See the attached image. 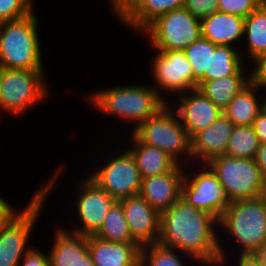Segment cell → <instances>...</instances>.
Listing matches in <instances>:
<instances>
[{"label":"cell","instance_id":"33","mask_svg":"<svg viewBox=\"0 0 266 266\" xmlns=\"http://www.w3.org/2000/svg\"><path fill=\"white\" fill-rule=\"evenodd\" d=\"M249 66L250 81L262 91L266 92V52L253 59L249 63Z\"/></svg>","mask_w":266,"mask_h":266},{"label":"cell","instance_id":"38","mask_svg":"<svg viewBox=\"0 0 266 266\" xmlns=\"http://www.w3.org/2000/svg\"><path fill=\"white\" fill-rule=\"evenodd\" d=\"M247 256L256 264L260 266H266V242L257 248L252 249Z\"/></svg>","mask_w":266,"mask_h":266},{"label":"cell","instance_id":"31","mask_svg":"<svg viewBox=\"0 0 266 266\" xmlns=\"http://www.w3.org/2000/svg\"><path fill=\"white\" fill-rule=\"evenodd\" d=\"M35 0H0V23L22 19L35 10Z\"/></svg>","mask_w":266,"mask_h":266},{"label":"cell","instance_id":"42","mask_svg":"<svg viewBox=\"0 0 266 266\" xmlns=\"http://www.w3.org/2000/svg\"><path fill=\"white\" fill-rule=\"evenodd\" d=\"M260 6L266 10V0H260Z\"/></svg>","mask_w":266,"mask_h":266},{"label":"cell","instance_id":"1","mask_svg":"<svg viewBox=\"0 0 266 266\" xmlns=\"http://www.w3.org/2000/svg\"><path fill=\"white\" fill-rule=\"evenodd\" d=\"M218 220L180 198L160 214L158 243L194 258L200 266H218Z\"/></svg>","mask_w":266,"mask_h":266},{"label":"cell","instance_id":"41","mask_svg":"<svg viewBox=\"0 0 266 266\" xmlns=\"http://www.w3.org/2000/svg\"><path fill=\"white\" fill-rule=\"evenodd\" d=\"M262 111L266 114V92H264V98L262 102Z\"/></svg>","mask_w":266,"mask_h":266},{"label":"cell","instance_id":"15","mask_svg":"<svg viewBox=\"0 0 266 266\" xmlns=\"http://www.w3.org/2000/svg\"><path fill=\"white\" fill-rule=\"evenodd\" d=\"M170 100L169 105L176 111L190 138L211 126L222 115V110L198 89L190 90Z\"/></svg>","mask_w":266,"mask_h":266},{"label":"cell","instance_id":"11","mask_svg":"<svg viewBox=\"0 0 266 266\" xmlns=\"http://www.w3.org/2000/svg\"><path fill=\"white\" fill-rule=\"evenodd\" d=\"M104 161L97 165L98 168L94 166V170L87 173L92 181L116 201L140 193L142 178L133 156L127 149H118L116 155L114 151L110 158L106 157Z\"/></svg>","mask_w":266,"mask_h":266},{"label":"cell","instance_id":"28","mask_svg":"<svg viewBox=\"0 0 266 266\" xmlns=\"http://www.w3.org/2000/svg\"><path fill=\"white\" fill-rule=\"evenodd\" d=\"M94 236L116 243H135L129 231L122 206L117 201L103 220V225Z\"/></svg>","mask_w":266,"mask_h":266},{"label":"cell","instance_id":"7","mask_svg":"<svg viewBox=\"0 0 266 266\" xmlns=\"http://www.w3.org/2000/svg\"><path fill=\"white\" fill-rule=\"evenodd\" d=\"M132 133L142 143L167 153L179 165L187 166L192 163L191 138L169 103Z\"/></svg>","mask_w":266,"mask_h":266},{"label":"cell","instance_id":"34","mask_svg":"<svg viewBox=\"0 0 266 266\" xmlns=\"http://www.w3.org/2000/svg\"><path fill=\"white\" fill-rule=\"evenodd\" d=\"M185 9L198 19L219 11L218 0H187Z\"/></svg>","mask_w":266,"mask_h":266},{"label":"cell","instance_id":"16","mask_svg":"<svg viewBox=\"0 0 266 266\" xmlns=\"http://www.w3.org/2000/svg\"><path fill=\"white\" fill-rule=\"evenodd\" d=\"M118 202L122 206L133 241L140 247L158 243L160 214L140 194Z\"/></svg>","mask_w":266,"mask_h":266},{"label":"cell","instance_id":"2","mask_svg":"<svg viewBox=\"0 0 266 266\" xmlns=\"http://www.w3.org/2000/svg\"><path fill=\"white\" fill-rule=\"evenodd\" d=\"M218 228H220L218 266H228V263H231L229 260L231 254L247 255L252 249L266 242V195L255 199L232 201L218 221ZM230 250L231 252L236 250L235 254Z\"/></svg>","mask_w":266,"mask_h":266},{"label":"cell","instance_id":"9","mask_svg":"<svg viewBox=\"0 0 266 266\" xmlns=\"http://www.w3.org/2000/svg\"><path fill=\"white\" fill-rule=\"evenodd\" d=\"M139 35L148 39L150 49L183 51L201 37V23L185 8H180L159 16Z\"/></svg>","mask_w":266,"mask_h":266},{"label":"cell","instance_id":"14","mask_svg":"<svg viewBox=\"0 0 266 266\" xmlns=\"http://www.w3.org/2000/svg\"><path fill=\"white\" fill-rule=\"evenodd\" d=\"M109 10L123 28L139 34L156 18L185 8L187 0H109Z\"/></svg>","mask_w":266,"mask_h":266},{"label":"cell","instance_id":"40","mask_svg":"<svg viewBox=\"0 0 266 266\" xmlns=\"http://www.w3.org/2000/svg\"><path fill=\"white\" fill-rule=\"evenodd\" d=\"M231 256H232V258L230 257V259L233 262V265L231 264V266H260V265L256 264L247 255H231ZM233 259H234V261H233ZM234 264H237V265H234Z\"/></svg>","mask_w":266,"mask_h":266},{"label":"cell","instance_id":"5","mask_svg":"<svg viewBox=\"0 0 266 266\" xmlns=\"http://www.w3.org/2000/svg\"><path fill=\"white\" fill-rule=\"evenodd\" d=\"M37 9L18 20L0 23V67L18 70H45L43 43ZM43 54V55H42ZM43 56V57H42Z\"/></svg>","mask_w":266,"mask_h":266},{"label":"cell","instance_id":"32","mask_svg":"<svg viewBox=\"0 0 266 266\" xmlns=\"http://www.w3.org/2000/svg\"><path fill=\"white\" fill-rule=\"evenodd\" d=\"M219 11L247 18L260 6V0H218Z\"/></svg>","mask_w":266,"mask_h":266},{"label":"cell","instance_id":"13","mask_svg":"<svg viewBox=\"0 0 266 266\" xmlns=\"http://www.w3.org/2000/svg\"><path fill=\"white\" fill-rule=\"evenodd\" d=\"M151 59V80L160 96L169 103L170 98L193 90V70L184 51H157L153 50ZM154 84V85H153ZM174 95V96H172Z\"/></svg>","mask_w":266,"mask_h":266},{"label":"cell","instance_id":"23","mask_svg":"<svg viewBox=\"0 0 266 266\" xmlns=\"http://www.w3.org/2000/svg\"><path fill=\"white\" fill-rule=\"evenodd\" d=\"M237 47L215 45L210 41L209 72L197 83L216 80L231 75H250L249 64L244 61Z\"/></svg>","mask_w":266,"mask_h":266},{"label":"cell","instance_id":"37","mask_svg":"<svg viewBox=\"0 0 266 266\" xmlns=\"http://www.w3.org/2000/svg\"><path fill=\"white\" fill-rule=\"evenodd\" d=\"M260 144L266 143V114L261 111L253 124Z\"/></svg>","mask_w":266,"mask_h":266},{"label":"cell","instance_id":"6","mask_svg":"<svg viewBox=\"0 0 266 266\" xmlns=\"http://www.w3.org/2000/svg\"><path fill=\"white\" fill-rule=\"evenodd\" d=\"M46 73L47 70L0 69V124L4 113L22 119L50 99L52 90L48 89Z\"/></svg>","mask_w":266,"mask_h":266},{"label":"cell","instance_id":"4","mask_svg":"<svg viewBox=\"0 0 266 266\" xmlns=\"http://www.w3.org/2000/svg\"><path fill=\"white\" fill-rule=\"evenodd\" d=\"M60 163L52 171L53 174L50 173L46 176V180L43 179V182H40V187L34 190L33 196L29 198L26 206H23L24 209L22 208V211L0 233V266H18L24 255L33 247L31 236L35 231V225L40 222L38 219L43 215L41 212L45 208L48 197L53 193L51 191L57 188L60 177L62 178L67 171L66 162Z\"/></svg>","mask_w":266,"mask_h":266},{"label":"cell","instance_id":"36","mask_svg":"<svg viewBox=\"0 0 266 266\" xmlns=\"http://www.w3.org/2000/svg\"><path fill=\"white\" fill-rule=\"evenodd\" d=\"M2 196L0 195V233L22 211Z\"/></svg>","mask_w":266,"mask_h":266},{"label":"cell","instance_id":"12","mask_svg":"<svg viewBox=\"0 0 266 266\" xmlns=\"http://www.w3.org/2000/svg\"><path fill=\"white\" fill-rule=\"evenodd\" d=\"M75 187L76 193H73L71 198L75 199L72 203L76 207L73 209L77 214L74 217L78 219V223L75 221L73 224L68 223L71 226L67 227V230L79 235H94L103 225L107 213L117 201L87 175L81 179L79 177L74 189Z\"/></svg>","mask_w":266,"mask_h":266},{"label":"cell","instance_id":"26","mask_svg":"<svg viewBox=\"0 0 266 266\" xmlns=\"http://www.w3.org/2000/svg\"><path fill=\"white\" fill-rule=\"evenodd\" d=\"M250 82V75H231L216 80L204 81L197 89L222 111L242 88Z\"/></svg>","mask_w":266,"mask_h":266},{"label":"cell","instance_id":"25","mask_svg":"<svg viewBox=\"0 0 266 266\" xmlns=\"http://www.w3.org/2000/svg\"><path fill=\"white\" fill-rule=\"evenodd\" d=\"M244 39L240 53L246 63L266 52V10L261 6L245 18Z\"/></svg>","mask_w":266,"mask_h":266},{"label":"cell","instance_id":"29","mask_svg":"<svg viewBox=\"0 0 266 266\" xmlns=\"http://www.w3.org/2000/svg\"><path fill=\"white\" fill-rule=\"evenodd\" d=\"M259 144L253 125L234 126L225 155L255 159Z\"/></svg>","mask_w":266,"mask_h":266},{"label":"cell","instance_id":"3","mask_svg":"<svg viewBox=\"0 0 266 266\" xmlns=\"http://www.w3.org/2000/svg\"><path fill=\"white\" fill-rule=\"evenodd\" d=\"M134 83L124 85H113L87 91L82 100L90 105V108L102 116L113 117L126 123H132L131 131H134L148 118L155 116L168 103L160 96L151 83Z\"/></svg>","mask_w":266,"mask_h":266},{"label":"cell","instance_id":"21","mask_svg":"<svg viewBox=\"0 0 266 266\" xmlns=\"http://www.w3.org/2000/svg\"><path fill=\"white\" fill-rule=\"evenodd\" d=\"M88 252L95 266H139L137 243H116L88 235Z\"/></svg>","mask_w":266,"mask_h":266},{"label":"cell","instance_id":"10","mask_svg":"<svg viewBox=\"0 0 266 266\" xmlns=\"http://www.w3.org/2000/svg\"><path fill=\"white\" fill-rule=\"evenodd\" d=\"M185 167L181 198L219 221L231 203L219 179L207 164L190 163Z\"/></svg>","mask_w":266,"mask_h":266},{"label":"cell","instance_id":"17","mask_svg":"<svg viewBox=\"0 0 266 266\" xmlns=\"http://www.w3.org/2000/svg\"><path fill=\"white\" fill-rule=\"evenodd\" d=\"M56 226L47 250L49 266H95L88 252V236L68 231L63 223Z\"/></svg>","mask_w":266,"mask_h":266},{"label":"cell","instance_id":"19","mask_svg":"<svg viewBox=\"0 0 266 266\" xmlns=\"http://www.w3.org/2000/svg\"><path fill=\"white\" fill-rule=\"evenodd\" d=\"M234 125L220 115L211 126L191 138L192 163L207 164L213 158L226 154Z\"/></svg>","mask_w":266,"mask_h":266},{"label":"cell","instance_id":"35","mask_svg":"<svg viewBox=\"0 0 266 266\" xmlns=\"http://www.w3.org/2000/svg\"><path fill=\"white\" fill-rule=\"evenodd\" d=\"M38 247L33 246L24 255L18 266H49L47 251L45 252Z\"/></svg>","mask_w":266,"mask_h":266},{"label":"cell","instance_id":"30","mask_svg":"<svg viewBox=\"0 0 266 266\" xmlns=\"http://www.w3.org/2000/svg\"><path fill=\"white\" fill-rule=\"evenodd\" d=\"M186 58L193 70V89H197V83L209 72L210 41L200 37L184 50Z\"/></svg>","mask_w":266,"mask_h":266},{"label":"cell","instance_id":"18","mask_svg":"<svg viewBox=\"0 0 266 266\" xmlns=\"http://www.w3.org/2000/svg\"><path fill=\"white\" fill-rule=\"evenodd\" d=\"M184 175L185 166L178 165L171 172L144 178L139 194L161 214L181 198Z\"/></svg>","mask_w":266,"mask_h":266},{"label":"cell","instance_id":"22","mask_svg":"<svg viewBox=\"0 0 266 266\" xmlns=\"http://www.w3.org/2000/svg\"><path fill=\"white\" fill-rule=\"evenodd\" d=\"M126 136L130 145L122 148L133 156L142 179L171 172L179 165L161 149L142 143L132 132Z\"/></svg>","mask_w":266,"mask_h":266},{"label":"cell","instance_id":"27","mask_svg":"<svg viewBox=\"0 0 266 266\" xmlns=\"http://www.w3.org/2000/svg\"><path fill=\"white\" fill-rule=\"evenodd\" d=\"M193 262L200 265L191 256L156 243L141 247L139 266H187L194 265Z\"/></svg>","mask_w":266,"mask_h":266},{"label":"cell","instance_id":"20","mask_svg":"<svg viewBox=\"0 0 266 266\" xmlns=\"http://www.w3.org/2000/svg\"><path fill=\"white\" fill-rule=\"evenodd\" d=\"M200 23L201 37L215 45L241 48L244 41V18L217 11L200 19Z\"/></svg>","mask_w":266,"mask_h":266},{"label":"cell","instance_id":"8","mask_svg":"<svg viewBox=\"0 0 266 266\" xmlns=\"http://www.w3.org/2000/svg\"><path fill=\"white\" fill-rule=\"evenodd\" d=\"M207 165L219 179L230 202L266 195V181L255 159L223 155Z\"/></svg>","mask_w":266,"mask_h":266},{"label":"cell","instance_id":"24","mask_svg":"<svg viewBox=\"0 0 266 266\" xmlns=\"http://www.w3.org/2000/svg\"><path fill=\"white\" fill-rule=\"evenodd\" d=\"M263 98L264 91L250 81L234 96L222 113L234 126L253 125L262 111Z\"/></svg>","mask_w":266,"mask_h":266},{"label":"cell","instance_id":"39","mask_svg":"<svg viewBox=\"0 0 266 266\" xmlns=\"http://www.w3.org/2000/svg\"><path fill=\"white\" fill-rule=\"evenodd\" d=\"M255 161L261 170L262 177L266 181V143L259 144Z\"/></svg>","mask_w":266,"mask_h":266}]
</instances>
